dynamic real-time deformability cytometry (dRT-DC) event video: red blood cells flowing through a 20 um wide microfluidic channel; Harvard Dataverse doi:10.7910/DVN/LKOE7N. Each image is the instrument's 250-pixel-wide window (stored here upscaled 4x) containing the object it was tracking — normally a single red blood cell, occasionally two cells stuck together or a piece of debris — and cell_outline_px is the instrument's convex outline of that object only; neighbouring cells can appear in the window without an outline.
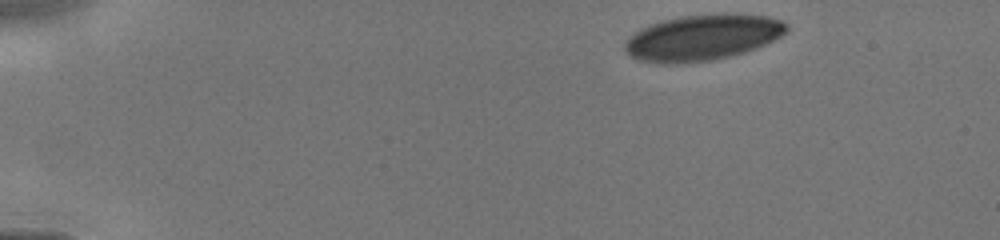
{"species": "human", "species_latin": "Homo sapiens", "temperature_condition": "cold", "stored_images_in_passage": 8, "camera_frame_rate_fps": 3000, "um_per_image_px": 0.085, "donor": {"sex": "male"}, "frame": {"image": 1, "passage_image": 1, "time_ms": 0.0, "image_size_px": [1000, 240], "cell_outline_px": [[788, 32], [756, 48], [744, 52], [712, 60], [680, 64], [660, 64], [640, 60], [632, 56], [624, 48], [624, 44], [628, 36], [640, 28], [648, 24], [660, 20], [680, 16], [724, 12], [732, 12], [768, 16], [784, 20], [788, 24]], "centroid_in_image_um": [59.72, 3.16], "position_along_channel_um": 25.3, "area_um2": 43.99}}
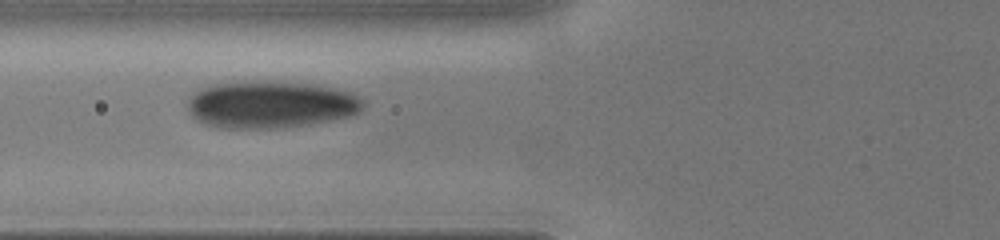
{"frame": {"image": 2, "passage_image": 7, "time_ms": 4.0, "image_size_px": [1000, 240], "cell_outline_px": [[364, 104], [360, 112], [352, 116], [332, 120], [308, 124], [276, 128], [220, 128], [196, 120], [188, 112], [188, 96], [192, 92], [200, 88], [212, 84], [268, 80], [312, 84], [336, 88], [348, 92], [364, 100]], "centroid_in_image_um": [22.98, 8.88], "position_along_channel_um": 102.8, "area_um2": 48.61}}
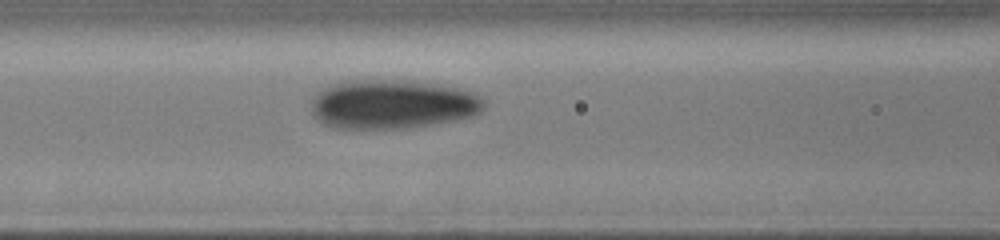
{"frame": {"image": 3, "passage_image": 8, "time_ms": 4.667, "image_size_px": [1000, 240], "cell_outline_px": [[484, 108], [480, 112], [472, 116], [456, 120], [432, 124], [404, 128], [332, 128], [316, 120], [312, 112], [312, 100], [324, 88], [332, 84], [356, 80], [404, 80], [460, 88], [476, 92], [484, 100]], "centroid_in_image_um": [33.38, 8.87], "position_along_channel_um": 133.2, "area_um2": 49.3}}